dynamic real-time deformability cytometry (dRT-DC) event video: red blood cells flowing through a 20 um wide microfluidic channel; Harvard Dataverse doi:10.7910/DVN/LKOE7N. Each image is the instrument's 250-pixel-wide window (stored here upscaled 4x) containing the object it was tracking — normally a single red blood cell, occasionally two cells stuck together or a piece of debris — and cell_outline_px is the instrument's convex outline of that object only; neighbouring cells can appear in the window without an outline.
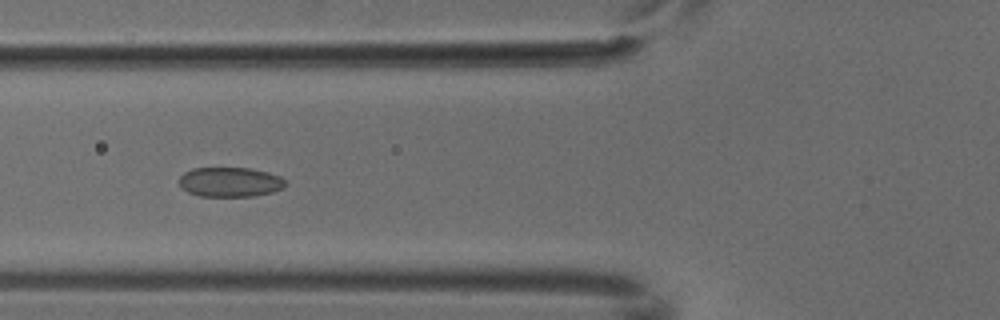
{"species": "common noctule bat (a hibernating species)", "species_latin": "Nyctalus noctula", "temperature_condition": "cold", "stored_images_in_passage": 8, "camera_frame_rate_fps": 3000, "um_per_image_px": 0.085, "animal": {"sex": "male", "body_mass_g": 18.8}, "frame": {"image": 1, "passage_image": 6, "time_ms": 1.667, "image_size_px": [1000, 320], "cell_outline_px": [[288, 184], [284, 188], [272, 192], [252, 196], [200, 196], [188, 192], [180, 184], [180, 176], [184, 172], [192, 168], [248, 168], [268, 172], [280, 176]], "centroid_in_image_um": [19.58, 15.47], "position_along_channel_um": 106.2, "area_um2": 18.32}}
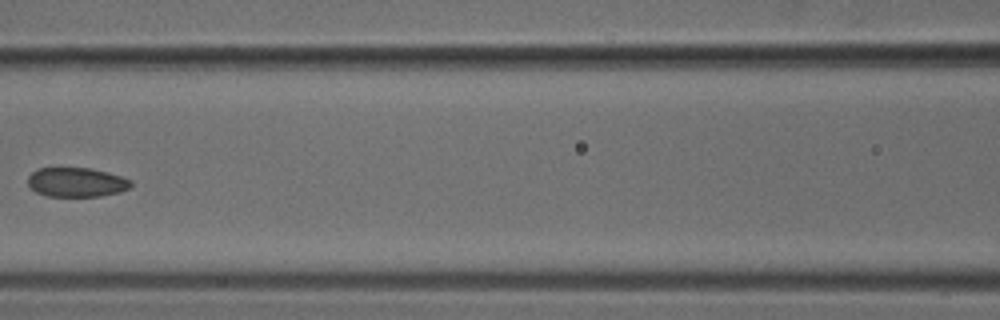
{"frame": {"image": 2, "passage_image": 7, "time_ms": 2.0, "image_size_px": [1000, 320], "cell_outline_px": [[132, 184], [128, 188], [120, 192], [100, 196], [48, 196], [36, 192], [28, 184], [28, 176], [36, 168], [88, 168], [120, 176], [132, 180]], "centroid_in_image_um": [6.48, 15.49], "position_along_channel_um": 160.1, "area_um2": 17.46}}
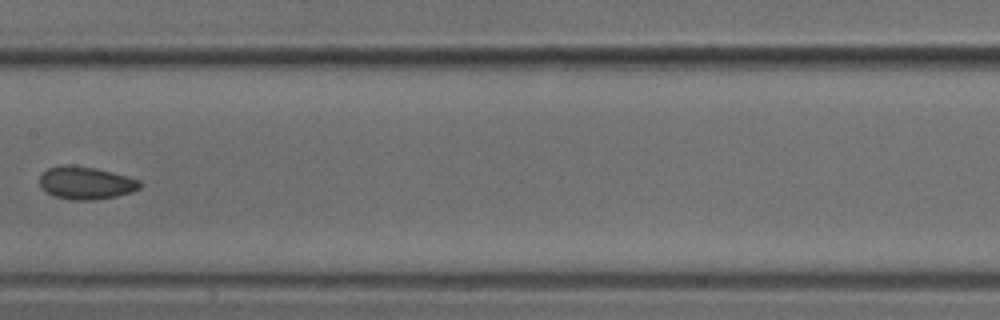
{"frame": {"image": 3, "passage_image": 8, "time_ms": 2.333, "image_size_px": [1000, 320], "cell_outline_px": [[140, 188], [132, 192], [116, 196], [92, 200], [72, 200], [56, 196], [48, 192], [40, 184], [40, 176], [48, 168], [96, 168], [112, 172], [140, 180]], "centroid_in_image_um": [7.37, 15.59], "position_along_channel_um": 200.0, "area_um2": 18.15}}